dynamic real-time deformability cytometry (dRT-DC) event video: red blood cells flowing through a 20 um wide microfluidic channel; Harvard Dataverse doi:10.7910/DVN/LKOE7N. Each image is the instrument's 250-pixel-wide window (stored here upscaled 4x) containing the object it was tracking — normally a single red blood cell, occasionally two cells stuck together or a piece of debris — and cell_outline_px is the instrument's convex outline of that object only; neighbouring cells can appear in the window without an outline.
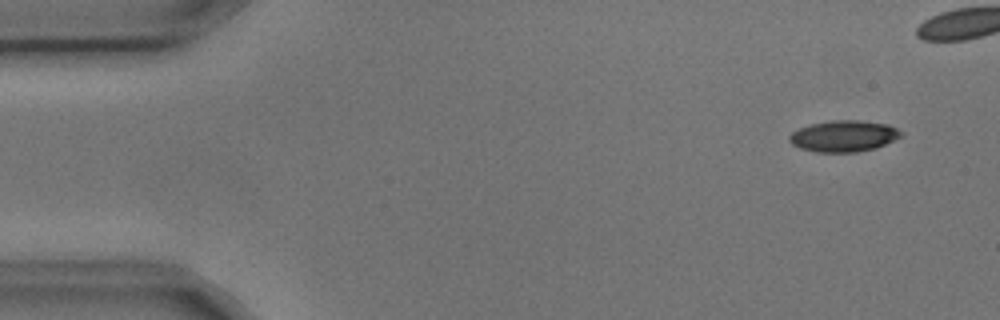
{"species": "common noctule bat (a hibernating species)", "species_latin": "Nyctalus noctula", "temperature_condition": "cold", "stored_images_in_passage": 5, "camera_frame_rate_fps": 3000, "um_per_image_px": 0.085, "animal": {"sex": "male", "body_mass_g": 17.9, "forearm_length_mm": 54.2}, "frame": {"image": 1, "passage_image": 1, "time_ms": 0.0, "image_size_px": [1000, 320], "cell_outline_px": [[904, 136], [876, 148], [856, 152], [816, 152], [800, 148], [792, 144], [788, 140], [788, 136], [792, 132], [800, 128], [812, 124], [832, 120], [856, 120], [888, 124], [904, 132]], "centroid_in_image_um": [71.75, 11.57], "position_along_channel_um": 13.3, "area_um2": 20.46}}